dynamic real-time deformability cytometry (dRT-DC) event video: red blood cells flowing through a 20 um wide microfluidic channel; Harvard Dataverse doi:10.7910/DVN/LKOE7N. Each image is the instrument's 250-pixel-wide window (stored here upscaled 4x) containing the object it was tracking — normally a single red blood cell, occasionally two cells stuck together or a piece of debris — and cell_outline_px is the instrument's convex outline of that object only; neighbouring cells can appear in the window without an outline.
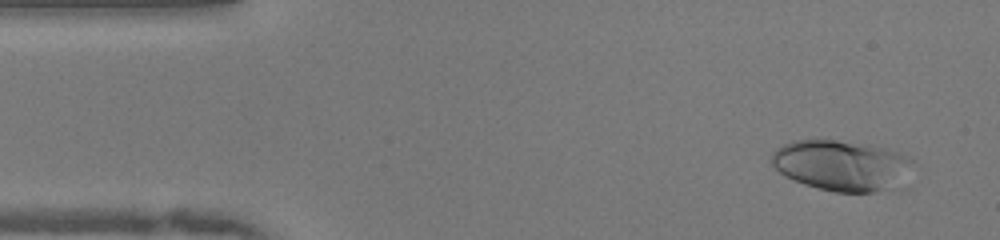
{"species": "human", "species_latin": "Homo sapiens", "temperature_condition": "warm", "stored_images_in_passage": 49, "camera_frame_rate_fps": 3000, "um_per_image_px": 0.085, "donor": {"sex": "female"}, "frame": {"image": 1, "passage_image": 3, "time_ms": 0.667, "image_size_px": [1000, 240], "cell_outline_px": [[912, 160], [884, 188], [876, 192], [836, 192], [804, 184], [784, 176], [772, 164], [772, 152], [776, 148], [784, 144], [796, 140], [832, 140], [872, 144], [888, 148], [908, 156]], "centroid_in_image_um": [71.34, 14.0], "position_along_channel_um": 13.7, "area_um2": 39.94}}
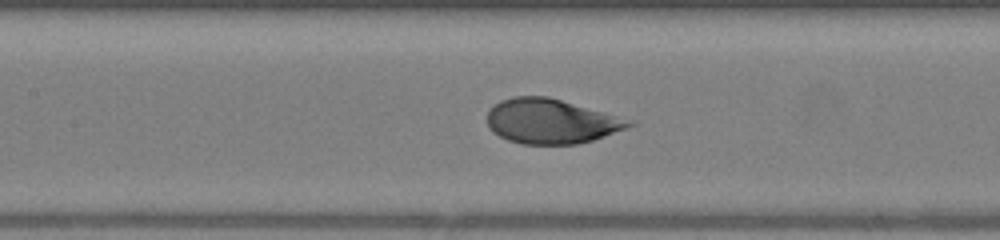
{"frame": {"image": 2, "passage_image": 21, "time_ms": 6.667, "image_size_px": [1000, 240], "cell_outline_px": [[636, 124], [628, 128], [592, 140], [576, 144], [520, 144], [508, 140], [492, 132], [488, 128], [488, 112], [500, 100], [512, 96], [548, 96], [632, 120]], "centroid_in_image_um": [46.83, 10.31], "position_along_channel_um": 160.6, "area_um2": 36.88}}
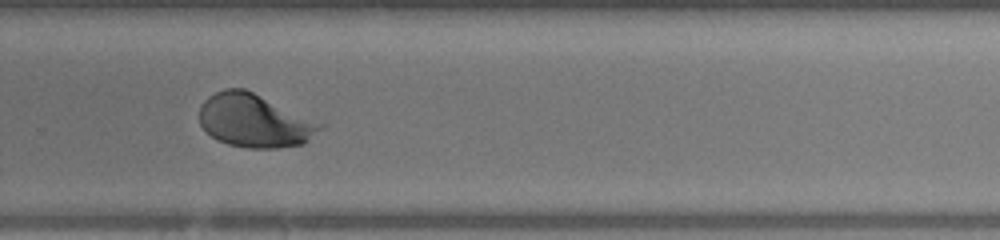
{"frame": {"image": 3, "passage_image": 32, "time_ms": 10.333, "image_size_px": [1000, 240], "cell_outline_px": [[324, 124], [304, 144], [276, 148], [248, 148], [228, 144], [216, 140], [200, 124], [200, 104], [208, 96], [224, 88], [244, 88]], "centroid_in_image_um": [21.59, 10.26], "position_along_channel_um": 308.2, "area_um2": 37.11}, "authors_computed_cell_mechanics": {"area_um2": 38.4948, "velocity_mm_per_s": 4.0439, "shape_relaxation_time_tau1_ms": 3.4764, "shape_relaxation_time_tau2_ms": null, "deformation_change_tau1": 0.2054, "deformation_change_tau2": null}}